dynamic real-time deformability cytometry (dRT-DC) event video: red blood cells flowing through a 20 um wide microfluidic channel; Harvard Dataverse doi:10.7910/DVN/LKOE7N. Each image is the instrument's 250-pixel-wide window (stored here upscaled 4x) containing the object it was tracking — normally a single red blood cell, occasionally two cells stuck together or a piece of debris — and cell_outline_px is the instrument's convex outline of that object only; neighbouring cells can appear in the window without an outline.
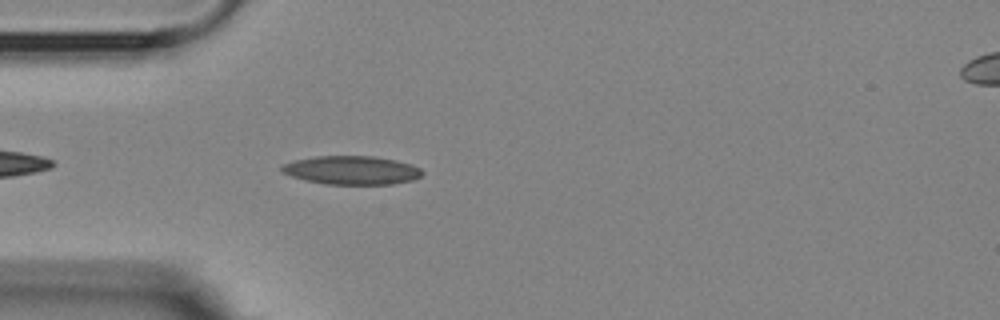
{"species": "Egyptian fruit bat (a non-hibernating species)", "species_latin": "Rousettus aegyptiacus", "temperature_condition": "room temperature", "stored_images_in_passage": 3, "camera_frame_rate_fps": 3000, "um_per_image_px": 0.085, "animal": {"sex": "female"}, "frame": {"image": 1, "passage_image": 3, "time_ms": 2.667, "image_size_px": [1000, 320], "cell_outline_px": [[424, 172], [420, 176], [412, 180], [392, 184], [324, 184], [292, 176], [280, 172], [280, 168], [284, 164], [292, 160], [316, 156], [372, 156], [396, 160], [420, 168]], "centroid_in_image_um": [29.86, 14.46], "position_along_channel_um": 55.1, "area_um2": 23.29}}